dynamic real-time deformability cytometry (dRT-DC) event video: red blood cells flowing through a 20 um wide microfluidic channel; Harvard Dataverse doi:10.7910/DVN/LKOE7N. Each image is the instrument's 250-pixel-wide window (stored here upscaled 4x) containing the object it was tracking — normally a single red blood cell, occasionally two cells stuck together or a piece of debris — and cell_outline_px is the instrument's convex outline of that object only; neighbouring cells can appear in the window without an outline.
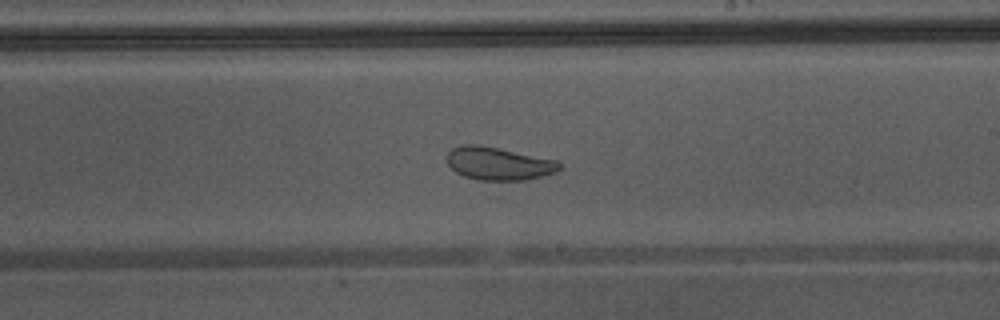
{"species": "Egyptian fruit bat (a non-hibernating species)", "species_latin": "Rousettus aegyptiacus", "temperature_condition": "warm", "stored_images_in_passage": 42, "camera_frame_rate_fps": 3000, "um_per_image_px": 0.085, "animal": {"sex": "male"}, "frame": {"image": 1, "passage_image": 24, "time_ms": 7.667, "image_size_px": [1000, 320], "cell_outline_px": [[560, 168], [556, 172], [524, 180], [480, 180], [464, 176], [456, 172], [448, 164], [448, 152], [452, 148], [460, 144], [476, 144], [556, 160], [560, 164]], "centroid_in_image_um": [42.34, 13.9], "position_along_channel_um": 246.7, "area_um2": 21.21}, "authors_computed_cell_mechanics": {"area_um2": 29.4491, "velocity_mm_per_s": 4.3774, "shape_relaxation_time_tau1_ms": null, "shape_relaxation_time_tau2_ms": 1.371, "deformation_change_tau1": null, "deformation_change_tau2": 0.079}}